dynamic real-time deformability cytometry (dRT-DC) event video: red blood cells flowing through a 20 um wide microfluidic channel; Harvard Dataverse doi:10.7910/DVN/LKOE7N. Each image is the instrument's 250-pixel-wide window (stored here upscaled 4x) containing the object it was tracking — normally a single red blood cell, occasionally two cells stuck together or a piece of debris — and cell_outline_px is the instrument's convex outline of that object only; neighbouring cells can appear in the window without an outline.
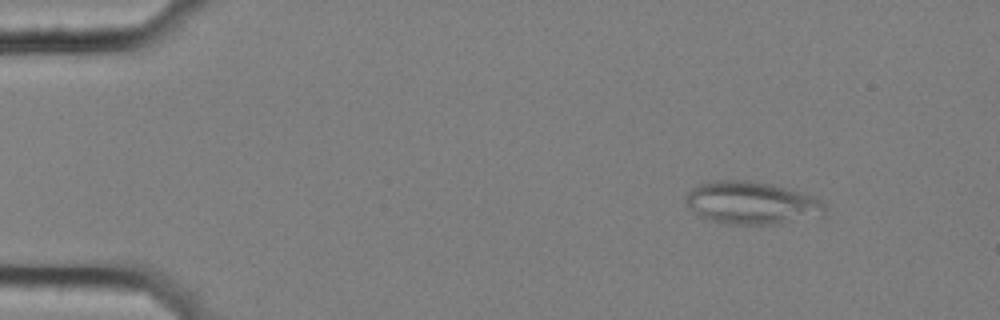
{"species": "common noctule bat (a hibernating species)", "species_latin": "Nyctalus noctula", "temperature_condition": "cold", "stored_images_in_passage": 52, "camera_frame_rate_fps": 3000, "um_per_image_px": 0.085, "animal": {"sex": "female", "body_mass_g": 25.1}, "frame": {"image": 1, "passage_image": 2, "time_ms": 0.333, "image_size_px": [1000, 320], "cell_outline_px": [[828, 208], [820, 216], [780, 224], [728, 224], [704, 220], [688, 204], [688, 192], [692, 188], [700, 184], [716, 180], [744, 180], [772, 184], [816, 196]], "centroid_in_image_um": [63.94, 17.26], "position_along_channel_um": 21.1, "area_um2": 34.56}}
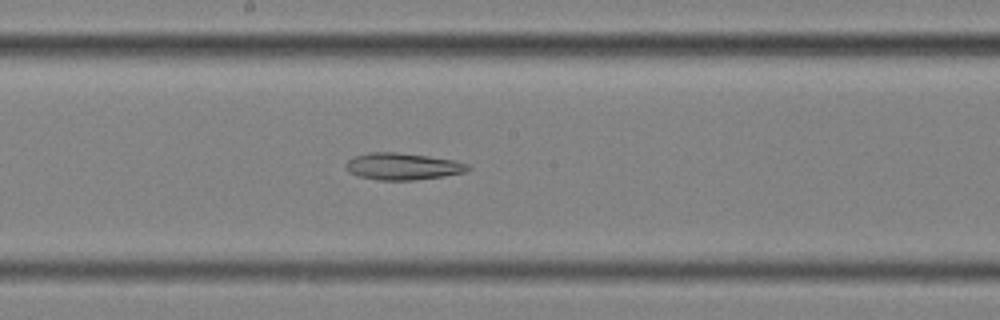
{"frame": {"image": 2, "passage_image": 26, "time_ms": 8.333, "image_size_px": [1000, 320], "cell_outline_px": [[472, 168], [464, 172], [444, 176], [412, 180], [380, 180], [360, 176], [348, 172], [344, 164], [352, 156], [368, 152], [396, 152], [428, 156], [452, 160], [468, 164]], "centroid_in_image_um": [34.19, 14.13], "position_along_channel_um": 214.0, "area_um2": 19.07}}
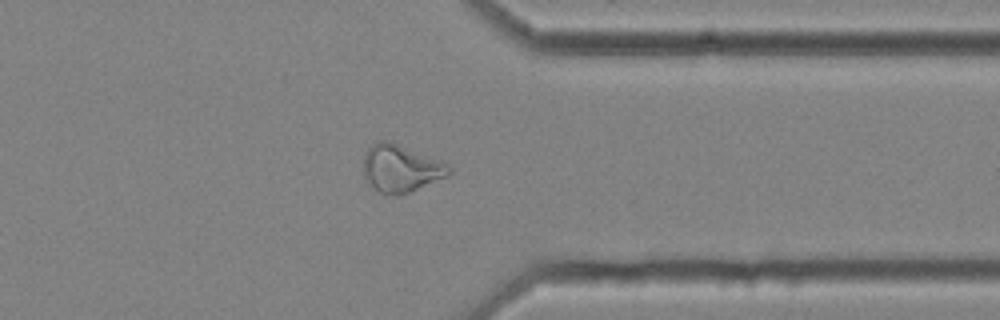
{"frame": {"image": 3, "passage_image": 40, "time_ms": 13.0, "image_size_px": [1000, 320], "cell_outline_px": [[452, 172], [444, 176], [408, 192], [380, 192], [364, 176], [364, 152], [376, 140], [388, 140], [452, 164]], "centroid_in_image_um": [34.08, 14.23], "position_along_channel_um": 377.3, "area_um2": 22.95}}